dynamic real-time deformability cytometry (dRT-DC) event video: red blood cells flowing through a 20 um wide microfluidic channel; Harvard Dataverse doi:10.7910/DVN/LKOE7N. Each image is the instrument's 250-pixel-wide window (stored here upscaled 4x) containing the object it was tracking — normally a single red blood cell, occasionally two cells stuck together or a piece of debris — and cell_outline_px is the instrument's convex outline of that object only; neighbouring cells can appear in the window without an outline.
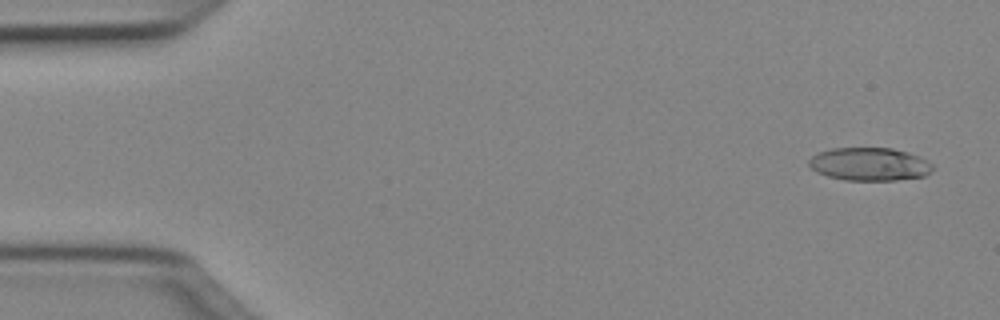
{"species": "Egyptian fruit bat (a non-hibernating species)", "species_latin": "Rousettus aegyptiacus", "temperature_condition": "cold", "stored_images_in_passage": 50, "camera_frame_rate_fps": 3000, "um_per_image_px": 0.085, "animal": {"sex": "female"}, "frame": {"image": 1, "passage_image": 2, "time_ms": 0.333, "image_size_px": [1000, 320], "cell_outline_px": [[932, 172], [924, 176], [896, 180], [844, 180], [828, 176], [816, 172], [808, 164], [808, 160], [812, 156], [820, 152], [832, 148], [892, 148], [908, 152], [920, 156], [932, 164]], "centroid_in_image_um": [73.92, 13.95], "position_along_channel_um": 11.1, "area_um2": 23.87}}
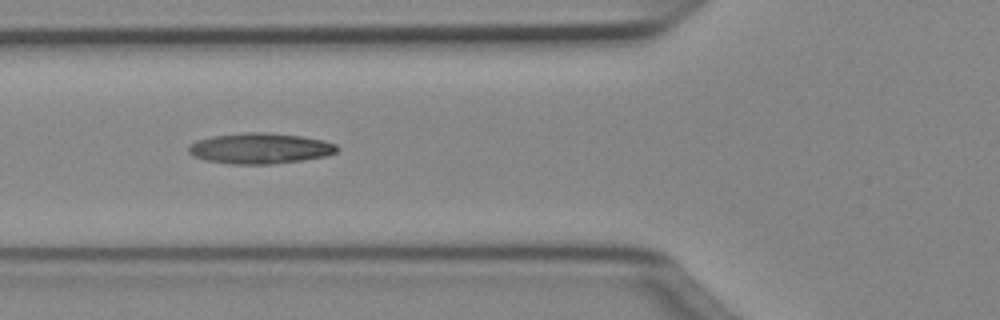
{"frame": {"image": 2, "passage_image": 18, "time_ms": 5.667, "image_size_px": [1000, 320], "cell_outline_px": [[340, 148], [336, 152], [328, 156], [304, 160], [272, 164], [232, 164], [204, 160], [192, 156], [188, 152], [188, 144], [196, 140], [212, 136], [248, 132], [264, 132], [300, 136], [324, 140], [336, 144]], "centroid_in_image_um": [22.1, 12.62], "position_along_channel_um": 103.7, "area_um2": 26.82}}
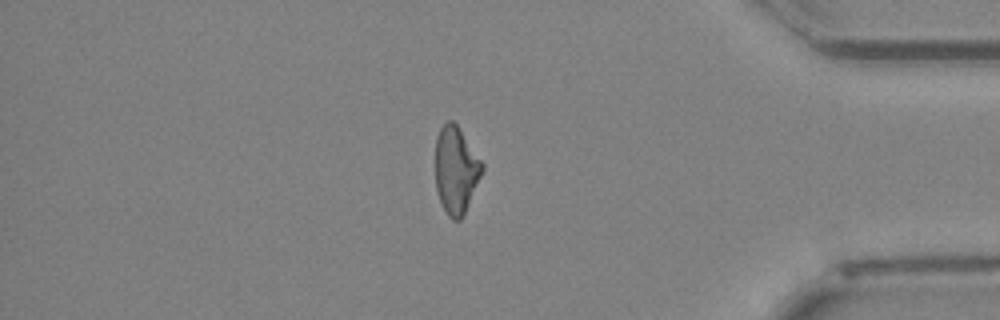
{"frame": {"image": 3, "passage_image": 42, "time_ms": 13.667, "image_size_px": [1000, 320], "cell_outline_px": [[484, 168], [464, 212], [460, 220], [452, 220], [448, 216], [440, 200], [436, 188], [436, 136], [440, 128], [448, 120], [452, 120], [456, 124], [484, 164]], "centroid_in_image_um": [38.74, 14.43], "position_along_channel_um": 396.5, "area_um2": 23.24}, "authors_computed_cell_mechanics": {"area_um2": 24.6806, "velocity_mm_per_s": 4.0407, "shape_relaxation_time_tau1_ms": null, "shape_relaxation_time_tau2_ms": 3.5079, "deformation_change_tau1": null, "deformation_change_tau2": 0.1227}}